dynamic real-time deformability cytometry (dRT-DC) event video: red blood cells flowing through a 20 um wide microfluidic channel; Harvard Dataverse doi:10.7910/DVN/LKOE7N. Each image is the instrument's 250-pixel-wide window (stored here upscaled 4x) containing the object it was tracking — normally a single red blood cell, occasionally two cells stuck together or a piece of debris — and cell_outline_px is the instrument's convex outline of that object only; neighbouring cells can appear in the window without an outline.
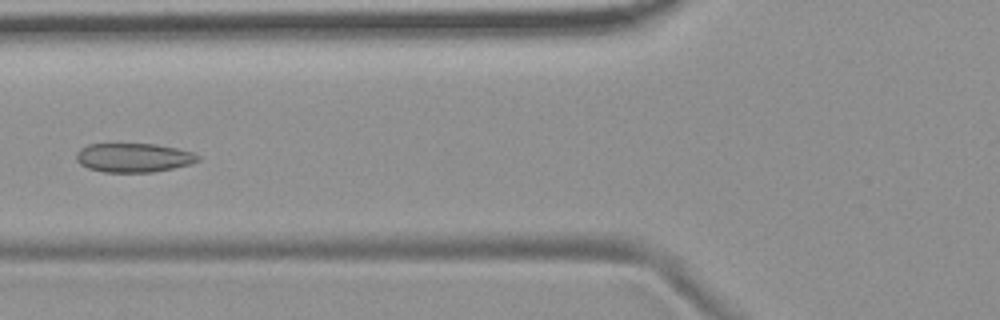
{"species": "common noctule bat (a hibernating species)", "species_latin": "Nyctalus noctula", "temperature_condition": "room temperature", "stored_images_in_passage": 6, "camera_frame_rate_fps": 3000, "um_per_image_px": 0.085, "animal": {"sex": "female", "body_mass_g": 19.9}, "frame": {"image": 1, "passage_image": 6, "time_ms": 6.0, "image_size_px": [1000, 320], "cell_outline_px": [[200, 160], [192, 164], [152, 172], [104, 172], [88, 168], [80, 164], [76, 160], [76, 152], [80, 148], [88, 144], [156, 144], [176, 148], [192, 152], [200, 156]], "centroid_in_image_um": [11.35, 13.4], "position_along_channel_um": 114.5, "area_um2": 20.63}}